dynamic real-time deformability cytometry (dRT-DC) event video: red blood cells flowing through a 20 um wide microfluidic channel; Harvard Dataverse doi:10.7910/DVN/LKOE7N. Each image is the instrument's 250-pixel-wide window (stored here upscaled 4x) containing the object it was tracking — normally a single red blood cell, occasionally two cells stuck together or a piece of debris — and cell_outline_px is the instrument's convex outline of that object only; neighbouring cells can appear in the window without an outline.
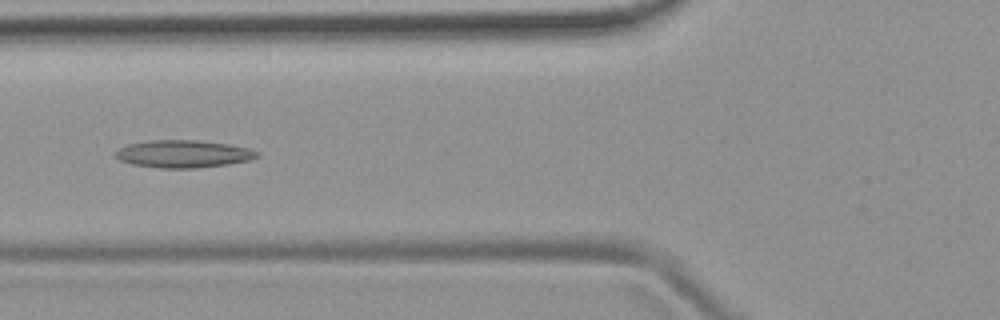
{"species": "common noctule bat (a hibernating species)", "species_latin": "Nyctalus noctula", "temperature_condition": "room temperature", "stored_images_in_passage": 53, "camera_frame_rate_fps": 3000, "um_per_image_px": 0.085, "animal": {"sex": "female", "body_mass_g": 19.9}, "frame": {"image": 1, "passage_image": 20, "time_ms": 6.333, "image_size_px": [1000, 320], "cell_outline_px": [[260, 156], [248, 160], [228, 164], [196, 168], [160, 168], [132, 164], [120, 160], [112, 156], [120, 148], [128, 144], [152, 140], [196, 140], [228, 144], [248, 148], [260, 152]], "centroid_in_image_um": [15.58, 13.08], "position_along_channel_um": 110.2, "area_um2": 22.66}}
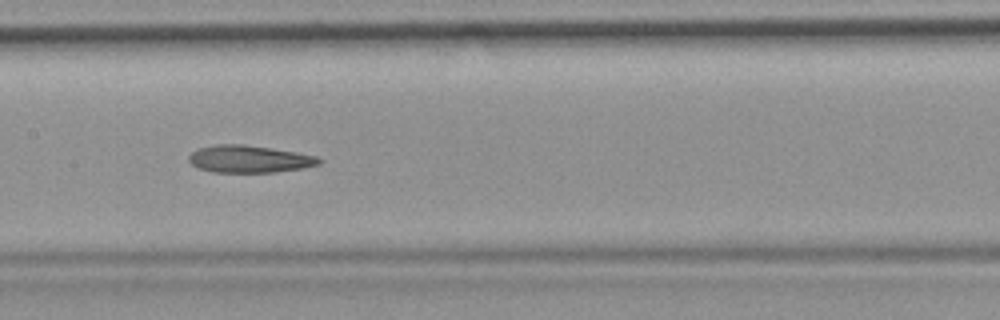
{"frame": {"image": 2, "passage_image": 26, "time_ms": 8.333, "image_size_px": [1000, 320], "cell_outline_px": [[320, 164], [304, 168], [272, 172], [212, 172], [200, 168], [192, 164], [188, 160], [188, 156], [196, 148], [216, 144], [244, 144], [296, 152], [316, 156], [320, 160]], "centroid_in_image_um": [21.15, 13.51], "position_along_channel_um": 186.3, "area_um2": 20.63}}
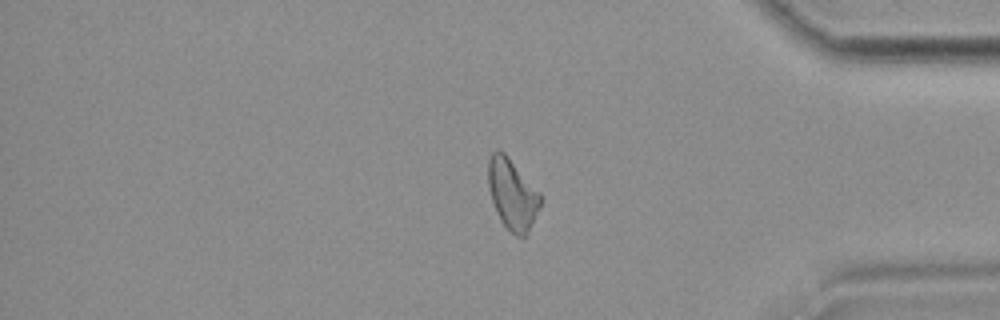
{"frame": {"image": 3, "passage_image": 44, "time_ms": 14.333, "image_size_px": [1000, 320], "cell_outline_px": [[540, 204], [528, 232], [524, 236], [516, 236], [500, 220], [496, 212], [488, 188], [488, 160], [492, 152], [500, 148], [504, 152], [540, 192]], "centroid_in_image_um": [43.52, 16.47], "position_along_channel_um": 391.7, "area_um2": 21.21}}